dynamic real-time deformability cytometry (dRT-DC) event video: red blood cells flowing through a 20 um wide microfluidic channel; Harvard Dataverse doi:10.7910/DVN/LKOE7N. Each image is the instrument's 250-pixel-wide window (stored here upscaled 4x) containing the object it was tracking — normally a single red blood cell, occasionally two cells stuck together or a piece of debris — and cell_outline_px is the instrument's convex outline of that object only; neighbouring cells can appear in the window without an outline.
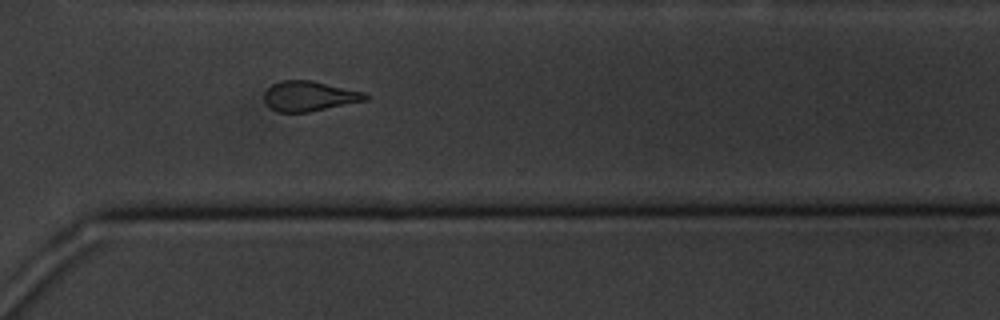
{"species": "common noctule bat (a hibernating species)", "species_latin": "Nyctalus noctula", "temperature_condition": "cold", "stored_images_in_passage": 13, "camera_frame_rate_fps": 3000, "um_per_image_px": 0.085, "animal": {"sex": "male", "body_mass_g": 20.1, "forearm_length_mm": 53.5}, "frame": {"image": 1, "passage_image": 13, "time_ms": 13.667, "image_size_px": [1000, 320], "cell_outline_px": [[368, 100], [308, 112], [276, 112], [264, 100], [264, 92], [272, 84], [284, 80], [312, 80], [364, 92], [368, 96]], "centroid_in_image_um": [26.29, 8.17], "position_along_channel_um": 344.3, "area_um2": 17.63}}